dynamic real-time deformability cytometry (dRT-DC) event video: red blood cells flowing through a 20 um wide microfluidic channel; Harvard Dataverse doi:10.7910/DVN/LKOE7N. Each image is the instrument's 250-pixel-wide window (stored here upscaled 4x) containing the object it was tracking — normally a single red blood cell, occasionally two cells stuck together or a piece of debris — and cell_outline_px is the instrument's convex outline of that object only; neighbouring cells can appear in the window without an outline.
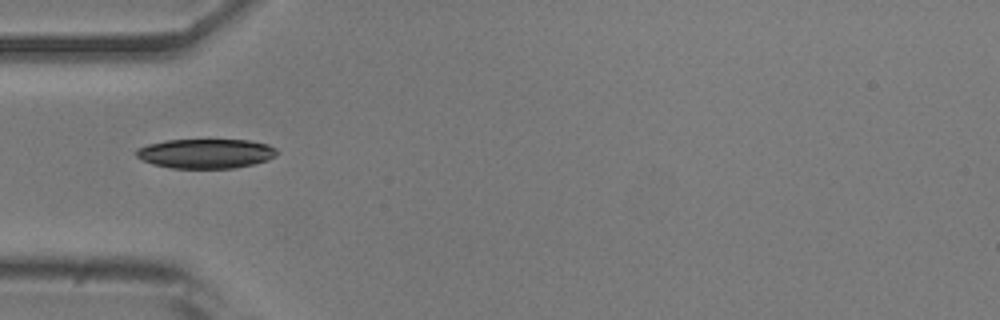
{"species": "common noctule bat (a hibernating species)", "species_latin": "Nyctalus noctula", "temperature_condition": "room temperature", "stored_images_in_passage": 33, "camera_frame_rate_fps": 3000, "um_per_image_px": 0.085, "animal": {"sex": "male", "body_mass_g": 20.5, "forearm_length_mm": 52.5}, "frame": {"image": 1, "passage_image": 1, "time_ms": 0.0, "image_size_px": [1000, 320], "cell_outline_px": [[280, 152], [276, 156], [268, 160], [252, 164], [232, 168], [172, 168], [152, 164], [136, 156], [136, 148], [148, 144], [168, 140], [248, 140], [268, 144], [276, 148]], "centroid_in_image_um": [17.52, 13.05], "position_along_channel_um": 67.5, "area_um2": 24.22}}
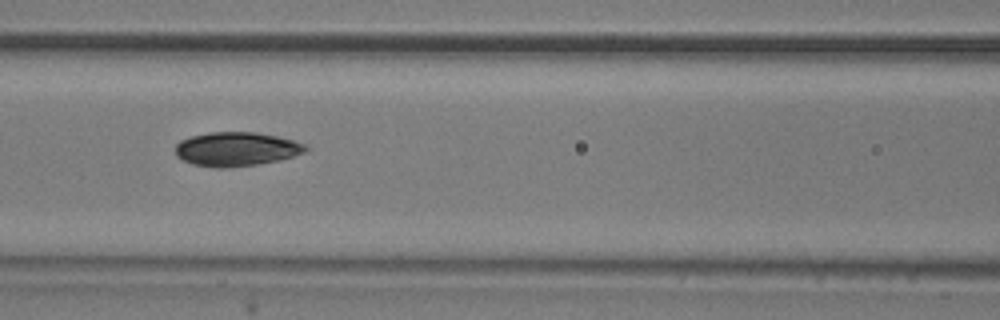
{"frame": {"image": 2, "passage_image": 7, "time_ms": 2.0, "image_size_px": [1000, 320], "cell_outline_px": [[308, 148], [304, 152], [292, 156], [276, 160], [256, 164], [228, 168], [216, 168], [192, 164], [176, 156], [176, 144], [180, 140], [192, 136], [212, 132], [252, 132], [276, 136], [308, 144]], "centroid_in_image_um": [20.07, 12.67], "position_along_channel_um": 146.5, "area_um2": 25.61}}
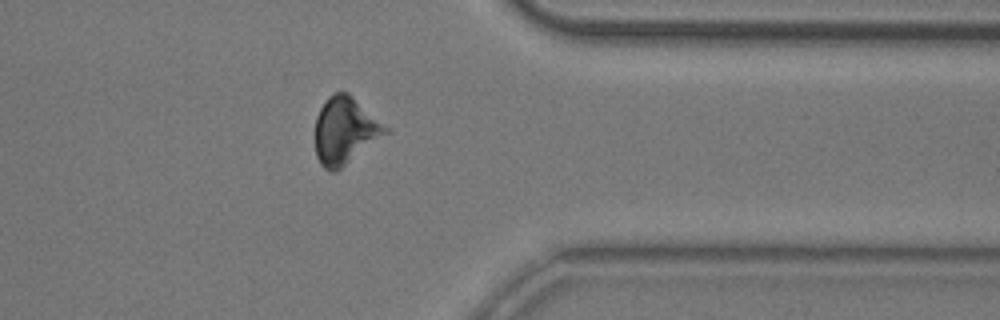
{"frame": {"image": 3, "passage_image": 26, "time_ms": 8.333, "image_size_px": [1000, 320], "cell_outline_px": [[388, 132], [336, 172], [332, 172], [324, 168], [320, 164], [316, 156], [316, 116], [320, 108], [328, 96], [336, 92], [348, 92], [388, 128]], "centroid_in_image_um": [29.29, 11.11], "position_along_channel_um": 382.1, "area_um2": 26.99}}